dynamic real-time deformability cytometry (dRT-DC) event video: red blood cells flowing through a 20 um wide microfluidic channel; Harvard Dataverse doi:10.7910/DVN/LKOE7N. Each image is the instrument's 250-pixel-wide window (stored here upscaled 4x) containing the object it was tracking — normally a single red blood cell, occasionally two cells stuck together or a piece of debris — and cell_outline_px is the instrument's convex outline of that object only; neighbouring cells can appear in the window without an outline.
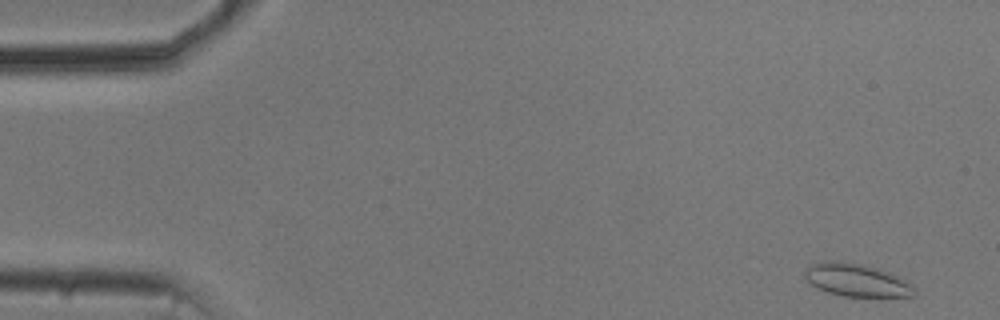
{"species": "common noctule bat (a hibernating species)", "species_latin": "Nyctalus noctula", "temperature_condition": "cold", "stored_images_in_passage": 52, "camera_frame_rate_fps": 3000, "um_per_image_px": 0.085, "animal": {"sex": "male", "body_mass_g": 20.5, "forearm_length_mm": 52.5}, "frame": {"image": 1, "passage_image": 1, "time_ms": 0.0, "image_size_px": [1000, 320], "cell_outline_px": [[916, 296], [844, 296], [828, 292], [816, 288], [804, 276], [804, 272], [812, 264], [824, 260], [832, 260], [864, 264], [880, 268], [912, 284], [916, 288]], "centroid_in_image_um": [72.82, 23.8], "position_along_channel_um": 12.2, "area_um2": 20.92}}
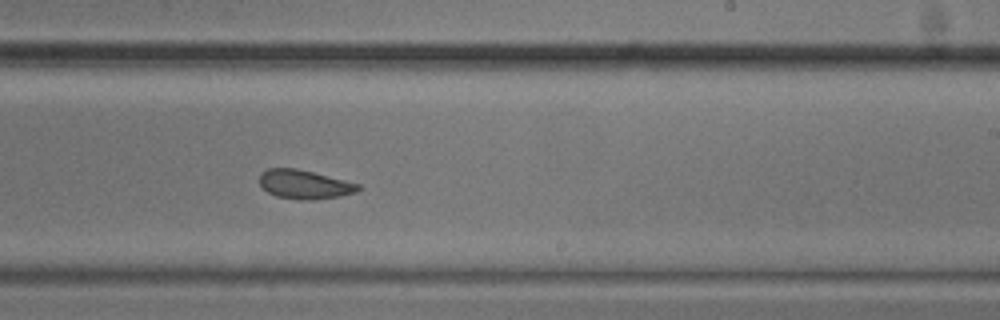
{"frame": {"image": 2, "passage_image": 31, "time_ms": 10.0, "image_size_px": [1000, 320], "cell_outline_px": [[364, 188], [356, 192], [340, 196], [308, 200], [300, 200], [276, 196], [268, 192], [260, 184], [260, 172], [268, 168], [296, 168], [360, 184]], "centroid_in_image_um": [25.89, 15.67], "position_along_channel_um": 263.1, "area_um2": 16.59}}
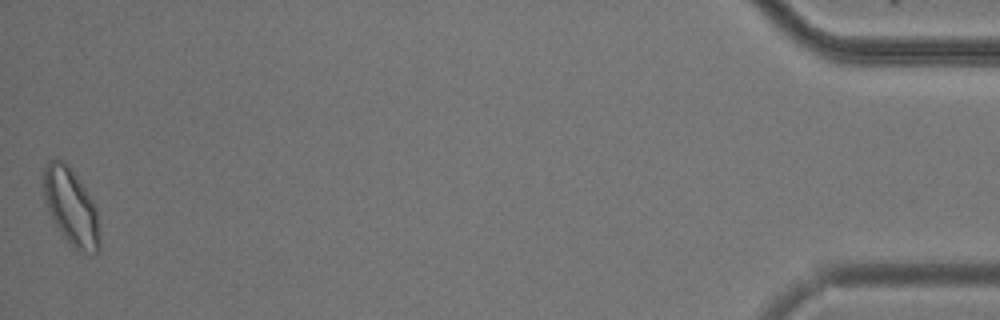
{"frame": {"image": 3, "passage_image": 52, "time_ms": 17.0, "image_size_px": [1000, 320], "cell_outline_px": [[100, 248], [96, 252], [84, 252], [72, 248], [52, 220], [44, 200], [44, 164], [48, 160], [56, 156], [64, 160], [72, 168], [80, 180], [92, 200], [96, 208], [100, 236]], "centroid_in_image_um": [6.02, 17.53], "position_along_channel_um": 429.2, "area_um2": 25.43}, "authors_computed_cell_mechanics": {"area_um2": 18.2359, "velocity_mm_per_s": 3.714, "shape_relaxation_time_tau1_ms": 4.424, "shape_relaxation_time_tau2_ms": 2.5349, "deformation_change_tau1": 0.094, "deformation_change_tau2": 0.0775}}